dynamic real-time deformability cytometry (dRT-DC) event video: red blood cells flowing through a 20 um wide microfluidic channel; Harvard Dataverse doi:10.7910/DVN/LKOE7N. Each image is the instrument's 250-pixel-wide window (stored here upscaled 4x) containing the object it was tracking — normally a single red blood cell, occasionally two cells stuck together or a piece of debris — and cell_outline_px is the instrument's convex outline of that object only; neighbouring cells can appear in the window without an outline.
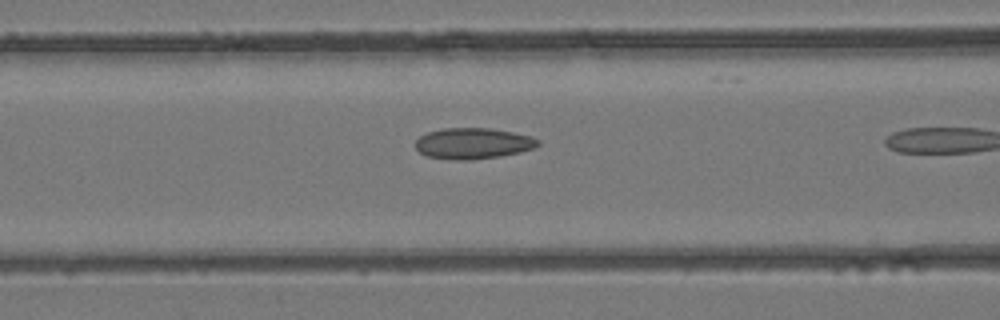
{"species": "common noctule bat (a hibernating species)", "species_latin": "Nyctalus noctula", "temperature_condition": "room temperature", "stored_images_in_passage": 4, "camera_frame_rate_fps": 3000, "um_per_image_px": 0.085, "animal": {"sex": "female", "body_mass_g": 24.6, "forearm_length_mm": 56.2}, "frame": {"image": 1, "passage_image": 3, "time_ms": 2.333, "image_size_px": [1000, 320], "cell_outline_px": [[540, 144], [532, 148], [520, 152], [500, 156], [468, 160], [456, 160], [428, 156], [420, 152], [416, 148], [416, 140], [420, 136], [428, 132], [444, 128], [492, 128], [532, 136], [540, 140]], "centroid_in_image_um": [40.23, 12.18], "position_along_channel_um": 126.4, "area_um2": 22.02}}